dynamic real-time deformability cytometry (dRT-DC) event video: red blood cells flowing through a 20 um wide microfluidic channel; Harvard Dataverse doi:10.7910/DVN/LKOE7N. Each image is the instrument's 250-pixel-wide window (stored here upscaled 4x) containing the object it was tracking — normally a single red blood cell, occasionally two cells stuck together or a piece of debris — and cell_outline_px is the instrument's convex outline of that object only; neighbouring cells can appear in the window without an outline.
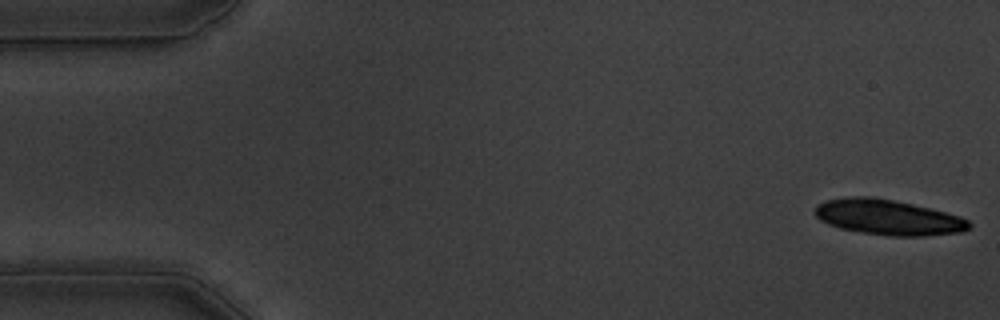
{"species": "common noctule bat (a hibernating species)", "species_latin": "Nyctalus noctula", "temperature_condition": "warm", "stored_images_in_passage": 54, "camera_frame_rate_fps": 3000, "um_per_image_px": 0.085, "animal": {"sex": "male", "body_mass_g": 19.5, "forearm_length_mm": 54.6}, "frame": {"image": 1, "passage_image": 1, "time_ms": 0.0, "image_size_px": [1000, 320], "cell_outline_px": [[972, 224], [968, 228], [960, 232], [920, 236], [892, 236], [864, 232], [840, 228], [828, 224], [820, 220], [816, 216], [816, 208], [820, 204], [828, 200], [848, 196], [872, 196], [912, 204], [960, 216], [968, 220]], "centroid_in_image_um": [75.49, 18.46], "position_along_channel_um": 9.5, "area_um2": 31.27}}
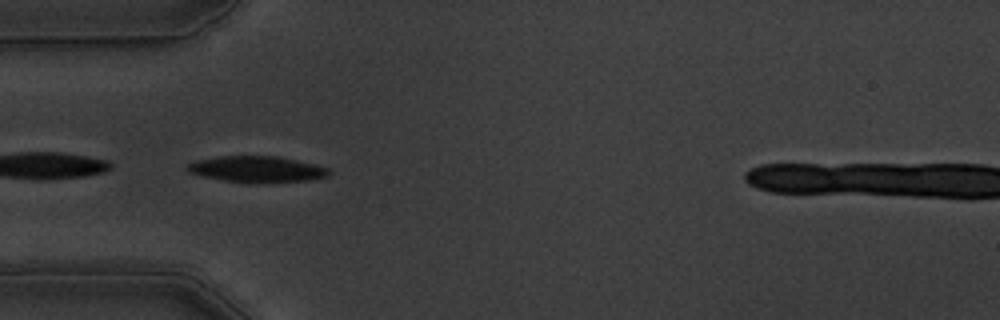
{"frame": {"image": 2, "passage_image": 17, "time_ms": 5.333, "image_size_px": [1000, 320], "cell_outline_px": [[332, 172], [328, 176], [308, 180], [256, 184], [248, 184], [200, 176], [188, 172], [184, 168], [188, 164], [196, 160], [216, 156], [276, 156], [316, 164], [328, 168]], "centroid_in_image_um": [21.81, 14.4], "position_along_channel_um": 63.2, "area_um2": 22.02}, "authors_computed_cell_mechanics": {"area_um2": 22.0507, "velocity_mm_per_s": 3.5461, "shape_relaxation_time_tau1_ms": 3.0834, "shape_relaxation_time_tau2_ms": 2.5629, "deformation_change_tau1": 0.1352, "deformation_change_tau2": 0.0731}}